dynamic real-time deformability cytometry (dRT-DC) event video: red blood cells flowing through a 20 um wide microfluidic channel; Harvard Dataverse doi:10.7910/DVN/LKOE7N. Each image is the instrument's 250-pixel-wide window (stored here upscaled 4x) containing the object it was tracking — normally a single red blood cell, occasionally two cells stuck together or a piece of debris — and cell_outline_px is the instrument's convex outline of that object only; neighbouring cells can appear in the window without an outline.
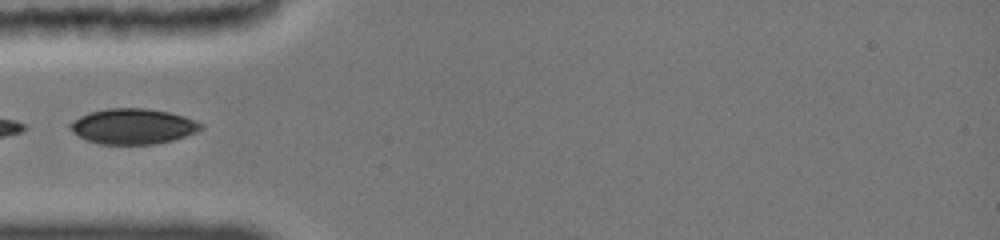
{"species": "common noctule bat (a hibernating species)", "species_latin": "Nyctalus noctula", "temperature_condition": "cold", "stored_images_in_passage": 14, "camera_frame_rate_fps": 3000, "um_per_image_px": 0.085, "animal": {"sex": "female", "body_mass_g": 19.0, "forearm_length_mm": 51.5}, "frame": {"image": 1, "passage_image": 1, "time_ms": 0.0, "image_size_px": [1000, 240], "cell_outline_px": [[204, 128], [196, 132], [172, 140], [152, 144], [100, 144], [88, 140], [80, 136], [68, 124], [80, 116], [92, 112], [108, 108], [148, 108], [168, 112], [184, 116], [204, 124]], "centroid_in_image_um": [11.35, 10.73], "position_along_channel_um": 73.6, "area_um2": 26.65}}
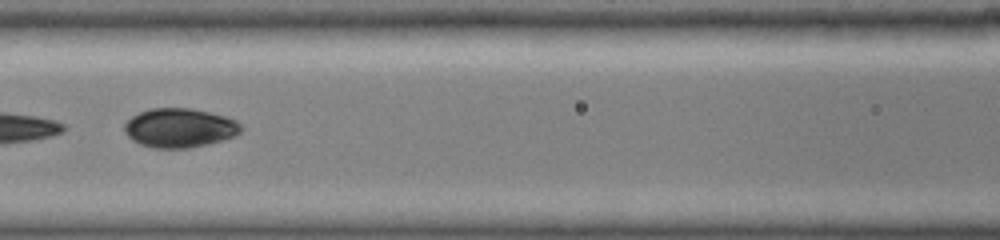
{"frame": {"image": 2, "passage_image": 3, "time_ms": 2.0, "image_size_px": [1000, 240], "cell_outline_px": [[240, 132], [232, 136], [220, 140], [188, 148], [152, 148], [140, 144], [132, 140], [128, 136], [124, 128], [124, 124], [132, 116], [148, 108], [192, 108], [224, 116], [236, 120], [240, 124]], "centroid_in_image_um": [15.21, 10.86], "position_along_channel_um": 151.4, "area_um2": 26.3}}